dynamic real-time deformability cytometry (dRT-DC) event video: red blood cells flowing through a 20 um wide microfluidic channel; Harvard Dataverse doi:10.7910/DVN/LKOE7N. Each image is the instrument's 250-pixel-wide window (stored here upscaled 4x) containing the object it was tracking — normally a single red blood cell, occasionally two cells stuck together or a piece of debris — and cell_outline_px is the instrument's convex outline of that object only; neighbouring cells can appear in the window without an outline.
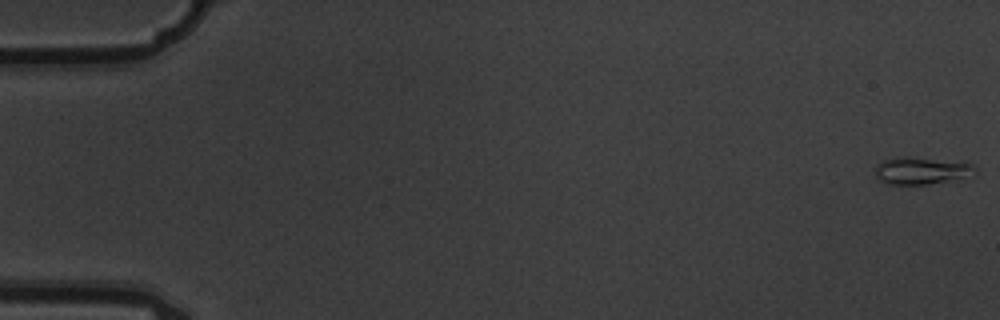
{"species": "common noctule bat (a hibernating species)", "species_latin": "Nyctalus noctula", "temperature_condition": "warm", "stored_images_in_passage": 5, "camera_frame_rate_fps": 3000, "um_per_image_px": 0.085, "animal": {"sex": "male", "body_mass_g": 19.5, "forearm_length_mm": 54.6}, "frame": {"image": 1, "passage_image": 1, "time_ms": 0.0, "image_size_px": [1000, 320], "cell_outline_px": [[976, 176], [928, 184], [888, 184], [880, 180], [876, 176], [876, 164], [884, 160], [964, 160], [972, 164], [976, 168]], "centroid_in_image_um": [78.48, 14.55], "position_along_channel_um": 6.5, "area_um2": 15.26}}
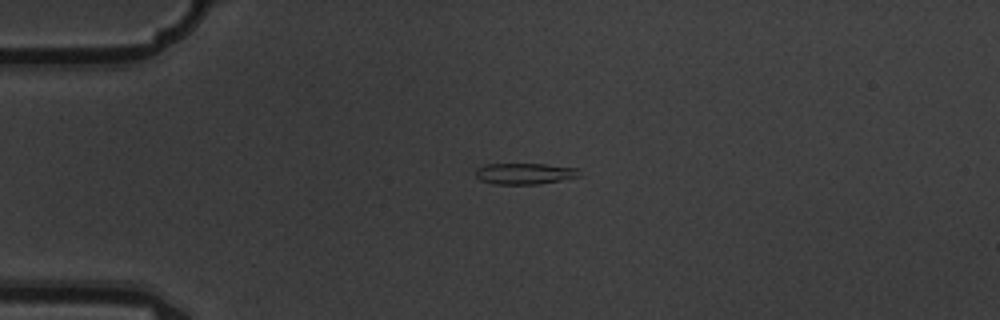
{"frame": {"image": 2, "passage_image": 4, "time_ms": 1.0, "image_size_px": [1000, 320], "cell_outline_px": [[580, 176], [540, 184], [496, 184], [480, 180], [476, 176], [476, 168], [488, 164], [544, 164], [580, 168]], "centroid_in_image_um": [44.62, 14.75], "position_along_channel_um": 40.4, "area_um2": 12.77}}